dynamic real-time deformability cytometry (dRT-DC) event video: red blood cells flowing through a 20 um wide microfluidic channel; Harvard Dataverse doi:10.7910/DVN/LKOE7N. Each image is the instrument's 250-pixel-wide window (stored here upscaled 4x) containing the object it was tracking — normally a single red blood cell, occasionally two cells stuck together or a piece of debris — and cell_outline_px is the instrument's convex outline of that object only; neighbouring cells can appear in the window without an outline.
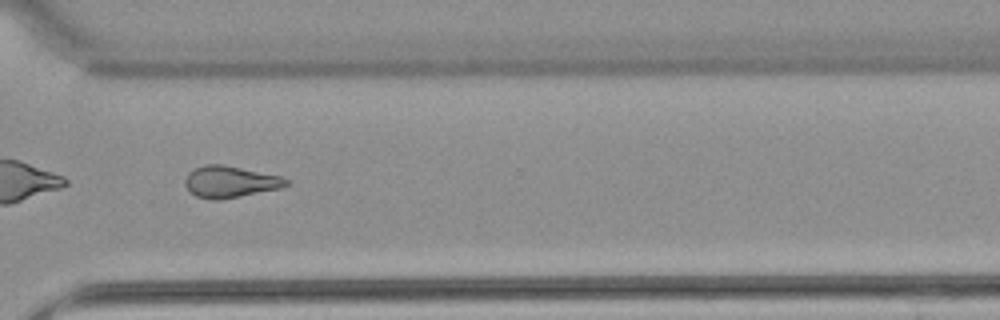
{"species": "common noctule bat (a hibernating species)", "species_latin": "Nyctalus noctula", "temperature_condition": "warm", "stored_images_in_passage": 49, "camera_frame_rate_fps": 3000, "um_per_image_px": 0.085, "animal": {"sex": "female", "body_mass_g": 22.7, "forearm_length_mm": 54.2}, "frame": {"image": 1, "passage_image": 35, "time_ms": 11.333, "image_size_px": [1000, 320], "cell_outline_px": [[292, 180], [288, 184], [280, 188], [220, 200], [212, 200], [196, 196], [184, 184], [184, 180], [188, 172], [192, 168], [204, 164], [224, 164], [280, 176]], "centroid_in_image_um": [19.54, 15.44], "position_along_channel_um": 351.1, "area_um2": 18.73}, "authors_computed_cell_mechanics": {"area_um2": 19.1318, "velocity_mm_per_s": 3.8755, "shape_relaxation_time_tau1_ms": null, "shape_relaxation_time_tau2_ms": 3.7544, "deformation_change_tau1": null, "deformation_change_tau2": 0.1353}}